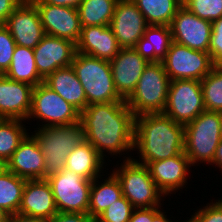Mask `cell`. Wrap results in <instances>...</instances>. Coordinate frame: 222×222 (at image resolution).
I'll list each match as a JSON object with an SVG mask.
<instances>
[{"label":"cell","mask_w":222,"mask_h":222,"mask_svg":"<svg viewBox=\"0 0 222 222\" xmlns=\"http://www.w3.org/2000/svg\"><path fill=\"white\" fill-rule=\"evenodd\" d=\"M85 141L104 158L134 148L135 116L125 101L88 105L80 112Z\"/></svg>","instance_id":"6da1fadb"},{"label":"cell","mask_w":222,"mask_h":222,"mask_svg":"<svg viewBox=\"0 0 222 222\" xmlns=\"http://www.w3.org/2000/svg\"><path fill=\"white\" fill-rule=\"evenodd\" d=\"M185 128L163 113L135 117L134 149L140 151L142 162L172 158L184 152Z\"/></svg>","instance_id":"7a4b0ae2"},{"label":"cell","mask_w":222,"mask_h":222,"mask_svg":"<svg viewBox=\"0 0 222 222\" xmlns=\"http://www.w3.org/2000/svg\"><path fill=\"white\" fill-rule=\"evenodd\" d=\"M71 66L85 91L87 106L125 101L115 89L109 61L76 52Z\"/></svg>","instance_id":"3957f363"},{"label":"cell","mask_w":222,"mask_h":222,"mask_svg":"<svg viewBox=\"0 0 222 222\" xmlns=\"http://www.w3.org/2000/svg\"><path fill=\"white\" fill-rule=\"evenodd\" d=\"M32 135L45 158V179L65 167L68 154L85 141L80 121L65 126H43Z\"/></svg>","instance_id":"277c9868"},{"label":"cell","mask_w":222,"mask_h":222,"mask_svg":"<svg viewBox=\"0 0 222 222\" xmlns=\"http://www.w3.org/2000/svg\"><path fill=\"white\" fill-rule=\"evenodd\" d=\"M170 81L162 62H150L144 68L134 91L125 100L133 115L163 113Z\"/></svg>","instance_id":"5b68a950"},{"label":"cell","mask_w":222,"mask_h":222,"mask_svg":"<svg viewBox=\"0 0 222 222\" xmlns=\"http://www.w3.org/2000/svg\"><path fill=\"white\" fill-rule=\"evenodd\" d=\"M220 123L221 112L204 110L184 126V152L192 165L199 161L213 162L216 148L222 140Z\"/></svg>","instance_id":"8992f818"},{"label":"cell","mask_w":222,"mask_h":222,"mask_svg":"<svg viewBox=\"0 0 222 222\" xmlns=\"http://www.w3.org/2000/svg\"><path fill=\"white\" fill-rule=\"evenodd\" d=\"M121 169V170H120ZM113 174L118 178L123 196L136 208L159 207L163 194L150 176L146 165L128 158Z\"/></svg>","instance_id":"52a82bcc"},{"label":"cell","mask_w":222,"mask_h":222,"mask_svg":"<svg viewBox=\"0 0 222 222\" xmlns=\"http://www.w3.org/2000/svg\"><path fill=\"white\" fill-rule=\"evenodd\" d=\"M46 179L58 212L88 214L92 180L65 168Z\"/></svg>","instance_id":"ba28073f"},{"label":"cell","mask_w":222,"mask_h":222,"mask_svg":"<svg viewBox=\"0 0 222 222\" xmlns=\"http://www.w3.org/2000/svg\"><path fill=\"white\" fill-rule=\"evenodd\" d=\"M170 80L201 81L214 68L210 53L171 42L161 61Z\"/></svg>","instance_id":"9c48e42d"},{"label":"cell","mask_w":222,"mask_h":222,"mask_svg":"<svg viewBox=\"0 0 222 222\" xmlns=\"http://www.w3.org/2000/svg\"><path fill=\"white\" fill-rule=\"evenodd\" d=\"M205 109L201 82L171 80L163 114L175 123L187 125Z\"/></svg>","instance_id":"30bf717a"},{"label":"cell","mask_w":222,"mask_h":222,"mask_svg":"<svg viewBox=\"0 0 222 222\" xmlns=\"http://www.w3.org/2000/svg\"><path fill=\"white\" fill-rule=\"evenodd\" d=\"M31 116L46 120L43 126H65L78 122L80 112L42 82L33 87Z\"/></svg>","instance_id":"8fae6325"},{"label":"cell","mask_w":222,"mask_h":222,"mask_svg":"<svg viewBox=\"0 0 222 222\" xmlns=\"http://www.w3.org/2000/svg\"><path fill=\"white\" fill-rule=\"evenodd\" d=\"M170 28L172 41L209 53L212 22L199 18L182 5L173 17Z\"/></svg>","instance_id":"7c38bea8"},{"label":"cell","mask_w":222,"mask_h":222,"mask_svg":"<svg viewBox=\"0 0 222 222\" xmlns=\"http://www.w3.org/2000/svg\"><path fill=\"white\" fill-rule=\"evenodd\" d=\"M16 45L34 49L45 36L40 14L31 0H24L4 24Z\"/></svg>","instance_id":"4fadbf2b"},{"label":"cell","mask_w":222,"mask_h":222,"mask_svg":"<svg viewBox=\"0 0 222 222\" xmlns=\"http://www.w3.org/2000/svg\"><path fill=\"white\" fill-rule=\"evenodd\" d=\"M148 26L132 0L117 1L110 27L121 48H134Z\"/></svg>","instance_id":"5bb4252c"},{"label":"cell","mask_w":222,"mask_h":222,"mask_svg":"<svg viewBox=\"0 0 222 222\" xmlns=\"http://www.w3.org/2000/svg\"><path fill=\"white\" fill-rule=\"evenodd\" d=\"M34 4L40 14L45 34L77 44L82 29L78 9L45 3Z\"/></svg>","instance_id":"9a60e30c"},{"label":"cell","mask_w":222,"mask_h":222,"mask_svg":"<svg viewBox=\"0 0 222 222\" xmlns=\"http://www.w3.org/2000/svg\"><path fill=\"white\" fill-rule=\"evenodd\" d=\"M75 54V43L45 34L34 48L35 64L39 75L45 80L57 69L70 66Z\"/></svg>","instance_id":"2e32d148"},{"label":"cell","mask_w":222,"mask_h":222,"mask_svg":"<svg viewBox=\"0 0 222 222\" xmlns=\"http://www.w3.org/2000/svg\"><path fill=\"white\" fill-rule=\"evenodd\" d=\"M109 62L115 89L118 95L126 100L134 91L149 62L134 48H121L118 55Z\"/></svg>","instance_id":"e0dca14e"},{"label":"cell","mask_w":222,"mask_h":222,"mask_svg":"<svg viewBox=\"0 0 222 222\" xmlns=\"http://www.w3.org/2000/svg\"><path fill=\"white\" fill-rule=\"evenodd\" d=\"M33 86L0 75V119L26 120L31 110Z\"/></svg>","instance_id":"ac0fdd59"},{"label":"cell","mask_w":222,"mask_h":222,"mask_svg":"<svg viewBox=\"0 0 222 222\" xmlns=\"http://www.w3.org/2000/svg\"><path fill=\"white\" fill-rule=\"evenodd\" d=\"M6 169L27 180L45 179V158L33 136L27 135L19 144Z\"/></svg>","instance_id":"d6986e66"},{"label":"cell","mask_w":222,"mask_h":222,"mask_svg":"<svg viewBox=\"0 0 222 222\" xmlns=\"http://www.w3.org/2000/svg\"><path fill=\"white\" fill-rule=\"evenodd\" d=\"M57 212L47 179L26 180L18 213L49 220Z\"/></svg>","instance_id":"ffe728a7"},{"label":"cell","mask_w":222,"mask_h":222,"mask_svg":"<svg viewBox=\"0 0 222 222\" xmlns=\"http://www.w3.org/2000/svg\"><path fill=\"white\" fill-rule=\"evenodd\" d=\"M189 165L191 166V163L185 152L172 158L146 164L150 176L163 195L184 186Z\"/></svg>","instance_id":"44dd1931"},{"label":"cell","mask_w":222,"mask_h":222,"mask_svg":"<svg viewBox=\"0 0 222 222\" xmlns=\"http://www.w3.org/2000/svg\"><path fill=\"white\" fill-rule=\"evenodd\" d=\"M121 47L110 26H85L76 44V52L110 61Z\"/></svg>","instance_id":"7402d4cb"},{"label":"cell","mask_w":222,"mask_h":222,"mask_svg":"<svg viewBox=\"0 0 222 222\" xmlns=\"http://www.w3.org/2000/svg\"><path fill=\"white\" fill-rule=\"evenodd\" d=\"M44 83L79 112L87 107L85 91L71 65L57 69Z\"/></svg>","instance_id":"603a6c76"},{"label":"cell","mask_w":222,"mask_h":222,"mask_svg":"<svg viewBox=\"0 0 222 222\" xmlns=\"http://www.w3.org/2000/svg\"><path fill=\"white\" fill-rule=\"evenodd\" d=\"M172 42L171 28L168 25H149L134 49L150 62H161Z\"/></svg>","instance_id":"cb8c5ba5"},{"label":"cell","mask_w":222,"mask_h":222,"mask_svg":"<svg viewBox=\"0 0 222 222\" xmlns=\"http://www.w3.org/2000/svg\"><path fill=\"white\" fill-rule=\"evenodd\" d=\"M103 161V157L96 149L89 142L84 141L68 154L64 168L87 180H93L98 178Z\"/></svg>","instance_id":"d4e9b609"},{"label":"cell","mask_w":222,"mask_h":222,"mask_svg":"<svg viewBox=\"0 0 222 222\" xmlns=\"http://www.w3.org/2000/svg\"><path fill=\"white\" fill-rule=\"evenodd\" d=\"M13 81L27 83L33 87L44 82L35 64L34 49L16 45L9 69L4 74Z\"/></svg>","instance_id":"484cf974"},{"label":"cell","mask_w":222,"mask_h":222,"mask_svg":"<svg viewBox=\"0 0 222 222\" xmlns=\"http://www.w3.org/2000/svg\"><path fill=\"white\" fill-rule=\"evenodd\" d=\"M111 175L101 185L96 183L98 182L96 178L92 180L88 214L93 220L123 196L118 178L114 174Z\"/></svg>","instance_id":"4316f807"},{"label":"cell","mask_w":222,"mask_h":222,"mask_svg":"<svg viewBox=\"0 0 222 222\" xmlns=\"http://www.w3.org/2000/svg\"><path fill=\"white\" fill-rule=\"evenodd\" d=\"M146 19L148 25L170 26L177 10L182 6L179 0H132Z\"/></svg>","instance_id":"83f0119b"},{"label":"cell","mask_w":222,"mask_h":222,"mask_svg":"<svg viewBox=\"0 0 222 222\" xmlns=\"http://www.w3.org/2000/svg\"><path fill=\"white\" fill-rule=\"evenodd\" d=\"M118 0H82L79 7L81 26H110Z\"/></svg>","instance_id":"f1b7e54d"},{"label":"cell","mask_w":222,"mask_h":222,"mask_svg":"<svg viewBox=\"0 0 222 222\" xmlns=\"http://www.w3.org/2000/svg\"><path fill=\"white\" fill-rule=\"evenodd\" d=\"M26 180L7 169L0 174V207L10 215L18 213Z\"/></svg>","instance_id":"f546056e"},{"label":"cell","mask_w":222,"mask_h":222,"mask_svg":"<svg viewBox=\"0 0 222 222\" xmlns=\"http://www.w3.org/2000/svg\"><path fill=\"white\" fill-rule=\"evenodd\" d=\"M19 119H0V158L6 163L28 135Z\"/></svg>","instance_id":"4dcf8cb0"},{"label":"cell","mask_w":222,"mask_h":222,"mask_svg":"<svg viewBox=\"0 0 222 222\" xmlns=\"http://www.w3.org/2000/svg\"><path fill=\"white\" fill-rule=\"evenodd\" d=\"M200 82L205 109L222 113V66H214Z\"/></svg>","instance_id":"1f68e13d"},{"label":"cell","mask_w":222,"mask_h":222,"mask_svg":"<svg viewBox=\"0 0 222 222\" xmlns=\"http://www.w3.org/2000/svg\"><path fill=\"white\" fill-rule=\"evenodd\" d=\"M182 5L203 20L213 22L222 17V0H187Z\"/></svg>","instance_id":"d6a6232c"},{"label":"cell","mask_w":222,"mask_h":222,"mask_svg":"<svg viewBox=\"0 0 222 222\" xmlns=\"http://www.w3.org/2000/svg\"><path fill=\"white\" fill-rule=\"evenodd\" d=\"M133 210L129 200L122 196L109 205L94 222H129Z\"/></svg>","instance_id":"836d02e7"},{"label":"cell","mask_w":222,"mask_h":222,"mask_svg":"<svg viewBox=\"0 0 222 222\" xmlns=\"http://www.w3.org/2000/svg\"><path fill=\"white\" fill-rule=\"evenodd\" d=\"M16 43L5 25H0V75L10 67Z\"/></svg>","instance_id":"e575fe53"},{"label":"cell","mask_w":222,"mask_h":222,"mask_svg":"<svg viewBox=\"0 0 222 222\" xmlns=\"http://www.w3.org/2000/svg\"><path fill=\"white\" fill-rule=\"evenodd\" d=\"M209 53L214 66H222V17L212 22Z\"/></svg>","instance_id":"d590c367"},{"label":"cell","mask_w":222,"mask_h":222,"mask_svg":"<svg viewBox=\"0 0 222 222\" xmlns=\"http://www.w3.org/2000/svg\"><path fill=\"white\" fill-rule=\"evenodd\" d=\"M191 222H222V203L220 201L199 209L189 219Z\"/></svg>","instance_id":"8d00e7d4"},{"label":"cell","mask_w":222,"mask_h":222,"mask_svg":"<svg viewBox=\"0 0 222 222\" xmlns=\"http://www.w3.org/2000/svg\"><path fill=\"white\" fill-rule=\"evenodd\" d=\"M47 222H94L89 214L57 212Z\"/></svg>","instance_id":"74e56055"},{"label":"cell","mask_w":222,"mask_h":222,"mask_svg":"<svg viewBox=\"0 0 222 222\" xmlns=\"http://www.w3.org/2000/svg\"><path fill=\"white\" fill-rule=\"evenodd\" d=\"M159 207L134 208L129 222H149L160 211Z\"/></svg>","instance_id":"f35d334b"},{"label":"cell","mask_w":222,"mask_h":222,"mask_svg":"<svg viewBox=\"0 0 222 222\" xmlns=\"http://www.w3.org/2000/svg\"><path fill=\"white\" fill-rule=\"evenodd\" d=\"M24 0H0V25H4L9 15L22 3Z\"/></svg>","instance_id":"ab89813d"},{"label":"cell","mask_w":222,"mask_h":222,"mask_svg":"<svg viewBox=\"0 0 222 222\" xmlns=\"http://www.w3.org/2000/svg\"><path fill=\"white\" fill-rule=\"evenodd\" d=\"M33 3H45L55 6H65L78 9L82 0H31Z\"/></svg>","instance_id":"60d3db41"},{"label":"cell","mask_w":222,"mask_h":222,"mask_svg":"<svg viewBox=\"0 0 222 222\" xmlns=\"http://www.w3.org/2000/svg\"><path fill=\"white\" fill-rule=\"evenodd\" d=\"M8 222H47V220L39 218V217H33L29 215H24L21 213H16L10 215Z\"/></svg>","instance_id":"b9f144b4"},{"label":"cell","mask_w":222,"mask_h":222,"mask_svg":"<svg viewBox=\"0 0 222 222\" xmlns=\"http://www.w3.org/2000/svg\"><path fill=\"white\" fill-rule=\"evenodd\" d=\"M212 163L218 165L222 169V140L216 148Z\"/></svg>","instance_id":"7bdbcfd3"},{"label":"cell","mask_w":222,"mask_h":222,"mask_svg":"<svg viewBox=\"0 0 222 222\" xmlns=\"http://www.w3.org/2000/svg\"><path fill=\"white\" fill-rule=\"evenodd\" d=\"M149 222H170L169 219L166 218L164 213L159 211L153 218L152 221Z\"/></svg>","instance_id":"ee69618b"},{"label":"cell","mask_w":222,"mask_h":222,"mask_svg":"<svg viewBox=\"0 0 222 222\" xmlns=\"http://www.w3.org/2000/svg\"><path fill=\"white\" fill-rule=\"evenodd\" d=\"M10 214L0 207V222H8Z\"/></svg>","instance_id":"f6af8a7d"},{"label":"cell","mask_w":222,"mask_h":222,"mask_svg":"<svg viewBox=\"0 0 222 222\" xmlns=\"http://www.w3.org/2000/svg\"><path fill=\"white\" fill-rule=\"evenodd\" d=\"M6 169V163L0 158V174Z\"/></svg>","instance_id":"bcb514c9"},{"label":"cell","mask_w":222,"mask_h":222,"mask_svg":"<svg viewBox=\"0 0 222 222\" xmlns=\"http://www.w3.org/2000/svg\"><path fill=\"white\" fill-rule=\"evenodd\" d=\"M220 133H221V137H222V113H221Z\"/></svg>","instance_id":"7dc6e473"},{"label":"cell","mask_w":222,"mask_h":222,"mask_svg":"<svg viewBox=\"0 0 222 222\" xmlns=\"http://www.w3.org/2000/svg\"><path fill=\"white\" fill-rule=\"evenodd\" d=\"M182 4L185 2V1H187V0H179Z\"/></svg>","instance_id":"c3c4849f"}]
</instances>
